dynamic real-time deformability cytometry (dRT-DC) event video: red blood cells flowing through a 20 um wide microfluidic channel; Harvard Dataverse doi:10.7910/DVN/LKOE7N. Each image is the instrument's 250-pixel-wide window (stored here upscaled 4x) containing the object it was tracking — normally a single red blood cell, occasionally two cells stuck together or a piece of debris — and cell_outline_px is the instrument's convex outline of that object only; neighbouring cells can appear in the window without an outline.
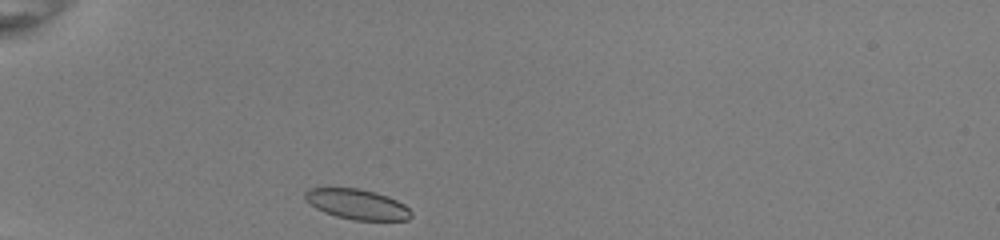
{"species": "common noctule bat (a hibernating species)", "species_latin": "Nyctalus noctula", "temperature_condition": "room temperature", "stored_images_in_passage": 31, "camera_frame_rate_fps": 3000, "um_per_image_px": 0.085, "animal": {"sex": "female", "body_mass_g": 22.0, "forearm_length_mm": 56.7}, "frame": {"image": 1, "passage_image": 1, "time_ms": 0.0, "image_size_px": [1000, 240], "cell_outline_px": [[412, 216], [408, 220], [352, 220], [336, 216], [324, 212], [316, 208], [304, 200], [304, 192], [308, 188], [360, 188], [376, 192], [388, 196], [404, 204], [412, 212]], "centroid_in_image_um": [30.34, 17.35], "position_along_channel_um": 54.7, "area_um2": 18.84}}
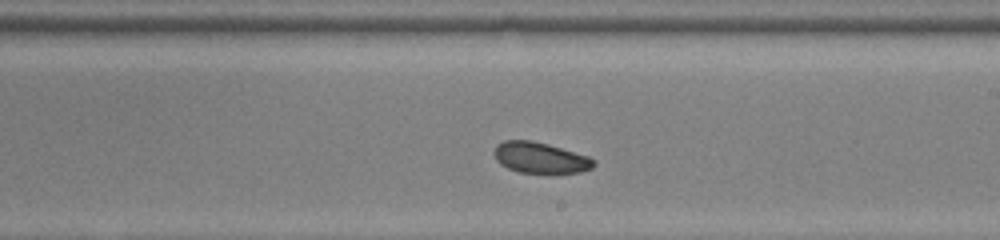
{"frame": {"image": 2, "passage_image": 17, "time_ms": 5.333, "image_size_px": [1000, 240], "cell_outline_px": [[596, 164], [592, 168], [580, 172], [548, 176], [520, 172], [508, 168], [500, 164], [496, 160], [492, 152], [496, 144], [504, 140], [532, 140], [548, 144], [588, 156], [596, 160]], "centroid_in_image_um": [45.93, 13.45], "position_along_channel_um": 243.1, "area_um2": 18.79}}
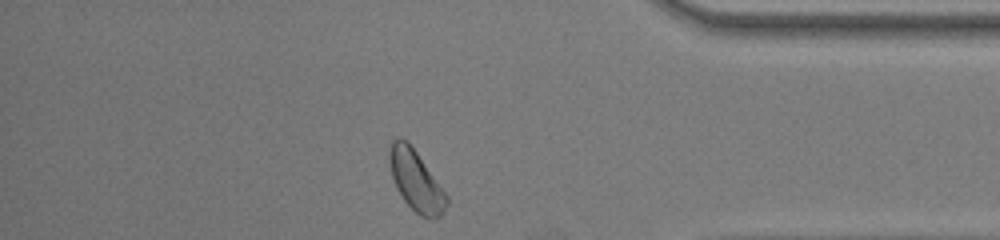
{"frame": {"image": 3, "passage_image": 30, "time_ms": 9.667, "image_size_px": [1000, 240], "cell_outline_px": [[448, 204], [444, 212], [436, 220], [428, 220], [420, 216], [404, 200], [396, 188], [392, 176], [388, 160], [388, 152], [392, 140], [400, 136], [408, 140], [448, 196]], "centroid_in_image_um": [35.35, 15.36], "position_along_channel_um": 399.8, "area_um2": 20.46}, "authors_computed_cell_mechanics": {"area_um2": 19.0162, "velocity_mm_per_s": 3.9717, "shape_relaxation_time_tau1_ms": 1.3512, "shape_relaxation_time_tau2_ms": 6.4737, "deformation_change_tau1": 0.0541, "deformation_change_tau2": 0.1049}}